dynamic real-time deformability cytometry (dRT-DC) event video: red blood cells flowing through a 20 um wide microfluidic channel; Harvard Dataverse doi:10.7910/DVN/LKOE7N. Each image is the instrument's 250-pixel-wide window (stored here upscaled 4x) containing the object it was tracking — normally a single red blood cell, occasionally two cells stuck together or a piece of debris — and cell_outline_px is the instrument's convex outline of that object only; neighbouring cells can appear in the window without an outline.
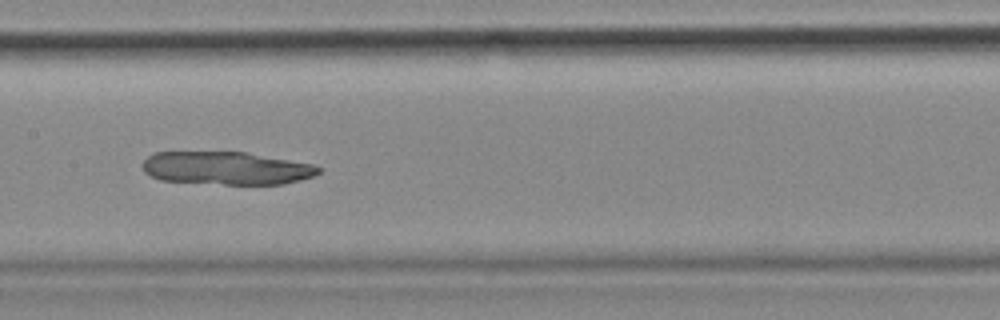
{"species": "common noctule bat (a hibernating species)", "species_latin": "Nyctalus noctula", "temperature_condition": "cold", "stored_images_in_passage": 49, "camera_frame_rate_fps": 3000, "um_per_image_px": 0.085, "animal": {"sex": "female", "body_mass_g": 18.4}, "frame": {"image": 1, "passage_image": 22, "time_ms": 7.0, "image_size_px": [1000, 320], "cell_outline_px": [[320, 172], [312, 176], [300, 180], [284, 184], [224, 184], [160, 180], [144, 172], [144, 160], [148, 156], [156, 152], [244, 152], [316, 164], [320, 168]], "centroid_in_image_um": [19.27, 14.29], "position_along_channel_um": 188.1, "area_um2": 33.7}}